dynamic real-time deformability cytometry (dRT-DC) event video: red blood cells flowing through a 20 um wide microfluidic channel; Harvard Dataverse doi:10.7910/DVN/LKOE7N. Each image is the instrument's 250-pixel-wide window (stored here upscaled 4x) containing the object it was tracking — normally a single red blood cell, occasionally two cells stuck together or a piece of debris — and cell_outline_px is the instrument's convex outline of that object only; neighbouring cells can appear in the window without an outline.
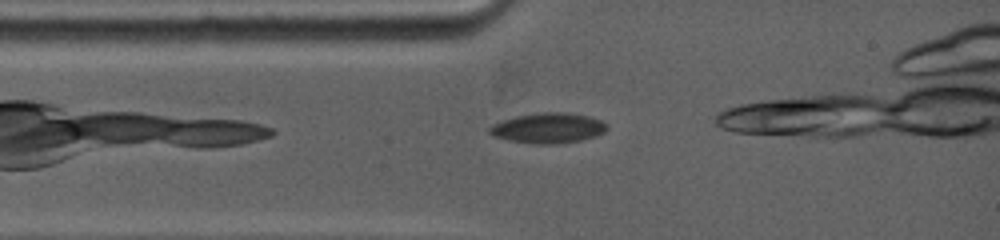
{"species": "common noctule bat (a hibernating species)", "species_latin": "Nyctalus noctula", "temperature_condition": "warm", "stored_images_in_passage": 9, "camera_frame_rate_fps": 5000, "um_per_image_px": 0.085, "animal": {"sex": "female", "body_mass_g": 19.0, "forearm_length_mm": 53.3}, "frame": {"image": 1, "passage_image": 1, "time_ms": 0.0, "image_size_px": [1000, 240], "cell_outline_px": [[608, 128], [604, 132], [596, 136], [580, 140], [552, 144], [532, 144], [508, 140], [492, 136], [488, 132], [488, 128], [492, 124], [516, 116], [544, 112], [564, 112], [588, 116], [600, 120]], "centroid_in_image_um": [46.55, 10.89], "position_along_channel_um": 38.5, "area_um2": 20.58}}
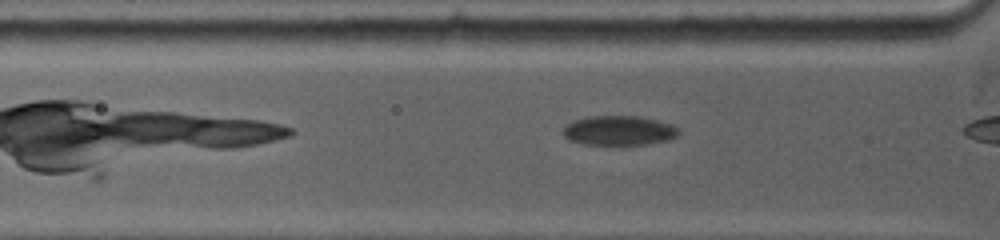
{"frame": {"image": 2, "passage_image": 6, "time_ms": 1.0, "image_size_px": [1000, 240], "cell_outline_px": [[680, 132], [676, 136], [668, 140], [648, 144], [584, 144], [568, 140], [560, 132], [564, 124], [588, 116], [640, 116], [672, 124], [680, 128]], "centroid_in_image_um": [52.59, 11.09], "position_along_channel_um": 73.2, "area_um2": 20.11}}